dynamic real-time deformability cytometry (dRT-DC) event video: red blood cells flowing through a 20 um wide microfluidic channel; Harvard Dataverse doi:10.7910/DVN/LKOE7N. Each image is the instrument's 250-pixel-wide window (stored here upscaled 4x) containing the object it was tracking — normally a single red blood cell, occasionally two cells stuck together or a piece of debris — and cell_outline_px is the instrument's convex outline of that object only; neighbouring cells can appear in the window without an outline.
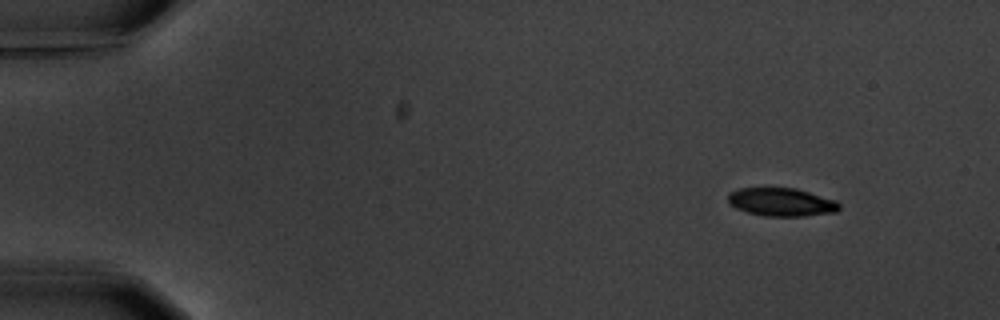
{"species": "common noctule bat (a hibernating species)", "species_latin": "Nyctalus noctula", "temperature_condition": "warm", "stored_images_in_passage": 4, "camera_frame_rate_fps": 3000, "um_per_image_px": 0.085, "animal": {"sex": "male", "body_mass_g": 20.1, "forearm_length_mm": 53.5}, "frame": {"image": 1, "passage_image": 1, "time_ms": 0.0, "image_size_px": [1000, 320], "cell_outline_px": [[840, 208], [836, 212], [804, 216], [764, 216], [748, 212], [736, 208], [728, 204], [728, 192], [740, 188], [796, 188], [836, 200], [840, 204]], "centroid_in_image_um": [66.41, 17.17], "position_along_channel_um": 18.6, "area_um2": 18.38}}
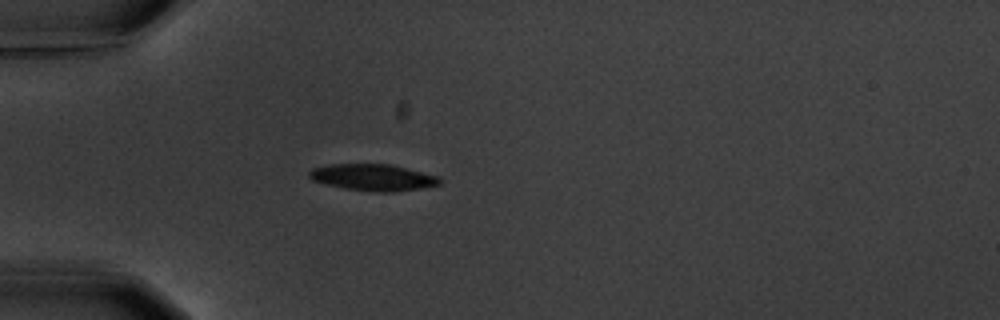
{"frame": {"image": 2, "passage_image": 4, "time_ms": 3.667, "image_size_px": [1000, 320], "cell_outline_px": [[440, 184], [420, 188], [396, 192], [380, 192], [344, 188], [312, 180], [308, 176], [308, 172], [312, 168], [328, 164], [392, 164], [440, 176]], "centroid_in_image_um": [31.72, 15.06], "position_along_channel_um": 53.3, "area_um2": 20.23}}